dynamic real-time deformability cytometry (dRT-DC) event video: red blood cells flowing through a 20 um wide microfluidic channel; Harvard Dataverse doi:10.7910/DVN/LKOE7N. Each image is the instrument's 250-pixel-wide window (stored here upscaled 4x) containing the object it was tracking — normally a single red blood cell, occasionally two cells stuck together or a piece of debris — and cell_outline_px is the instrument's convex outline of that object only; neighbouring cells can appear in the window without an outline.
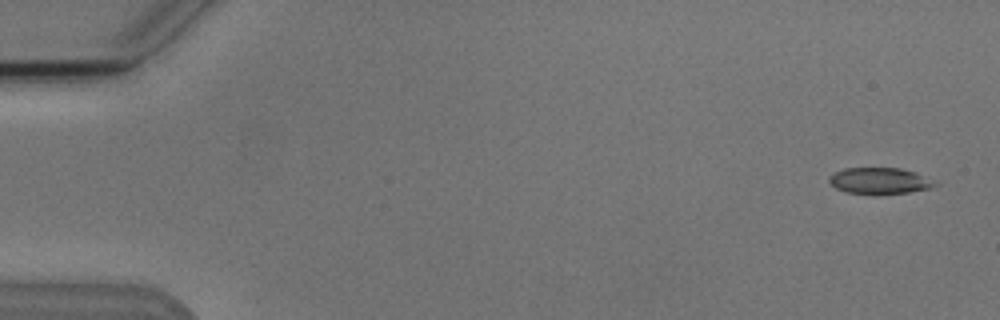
{"species": "Egyptian fruit bat (a non-hibernating species)", "species_latin": "Rousettus aegyptiacus", "temperature_condition": "cold", "stored_images_in_passage": 5, "camera_frame_rate_fps": 3000, "um_per_image_px": 0.085, "animal": {"sex": "male"}, "frame": {"image": 1, "passage_image": 1, "time_ms": 0.0, "image_size_px": [1000, 320], "cell_outline_px": [[940, 184], [928, 188], [908, 192], [844, 192], [836, 188], [828, 180], [828, 176], [844, 168], [900, 168], [916, 172], [940, 180]], "centroid_in_image_um": [74.85, 15.33], "position_along_channel_um": 10.1, "area_um2": 15.95}}